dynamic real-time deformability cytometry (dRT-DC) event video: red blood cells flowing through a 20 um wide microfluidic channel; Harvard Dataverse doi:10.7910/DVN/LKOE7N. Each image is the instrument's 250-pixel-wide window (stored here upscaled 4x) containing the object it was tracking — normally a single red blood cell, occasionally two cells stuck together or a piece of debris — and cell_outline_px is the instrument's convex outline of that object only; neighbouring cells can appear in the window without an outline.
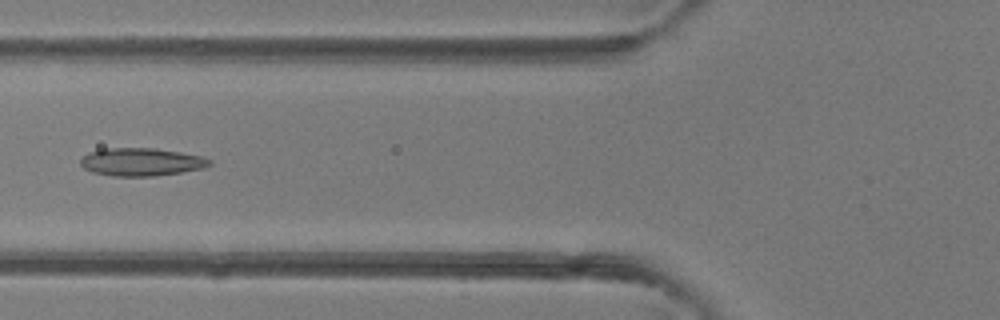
{"species": "common noctule bat (a hibernating species)", "species_latin": "Nyctalus noctula", "temperature_condition": "room temperature", "stored_images_in_passage": 5, "camera_frame_rate_fps": 3000, "um_per_image_px": 0.085, "animal": {"sex": "female"}, "frame": {"image": 1, "passage_image": 5, "time_ms": 5.333, "image_size_px": [1000, 320], "cell_outline_px": [[212, 164], [204, 168], [156, 176], [112, 176], [92, 172], [84, 168], [80, 164], [80, 160], [88, 152], [104, 148], [156, 148], [180, 152], [200, 156], [212, 160]], "centroid_in_image_um": [12.0, 13.76], "position_along_channel_um": 113.8, "area_um2": 21.04}}